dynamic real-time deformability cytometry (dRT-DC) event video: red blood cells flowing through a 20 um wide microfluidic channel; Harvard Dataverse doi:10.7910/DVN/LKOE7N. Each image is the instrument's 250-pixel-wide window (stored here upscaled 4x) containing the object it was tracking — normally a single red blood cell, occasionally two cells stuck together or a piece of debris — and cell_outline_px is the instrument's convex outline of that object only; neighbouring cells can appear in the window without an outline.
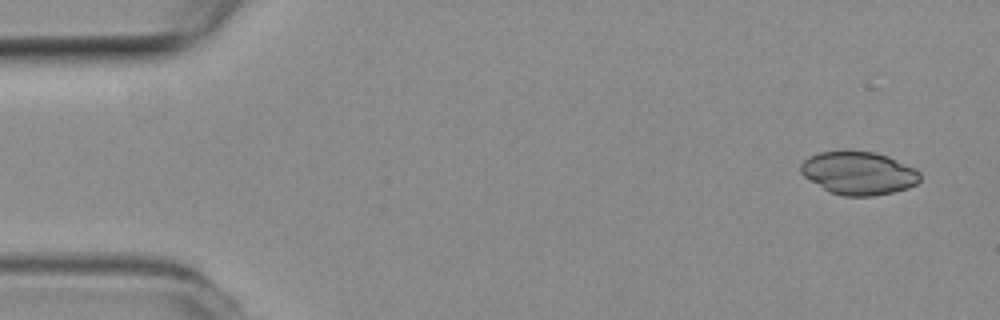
{"species": "common noctule bat (a hibernating species)", "species_latin": "Nyctalus noctula", "temperature_condition": "room temperature", "stored_images_in_passage": 4, "camera_frame_rate_fps": 3000, "um_per_image_px": 0.085, "animal": {"sex": "female", "body_mass_g": 19.3, "forearm_length_mm": 54.1}, "frame": {"image": 1, "passage_image": 1, "time_ms": 0.0, "image_size_px": [1000, 320], "cell_outline_px": [[920, 180], [916, 184], [908, 188], [876, 196], [844, 196], [828, 192], [804, 176], [800, 172], [800, 164], [808, 156], [820, 152], [876, 152], [888, 156], [916, 168], [920, 172]], "centroid_in_image_um": [72.99, 14.73], "position_along_channel_um": 12.0, "area_um2": 29.94}}